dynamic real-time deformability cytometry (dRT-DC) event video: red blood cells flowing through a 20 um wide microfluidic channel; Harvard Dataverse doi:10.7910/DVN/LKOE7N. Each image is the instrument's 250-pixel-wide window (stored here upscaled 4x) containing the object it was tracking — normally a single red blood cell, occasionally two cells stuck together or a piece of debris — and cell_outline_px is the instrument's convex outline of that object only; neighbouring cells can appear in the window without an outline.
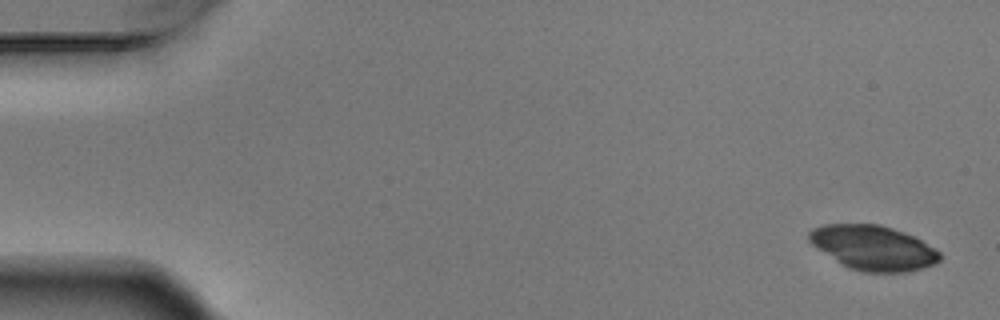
{"species": "Egyptian fruit bat (a non-hibernating species)", "species_latin": "Rousettus aegyptiacus", "temperature_condition": "warm", "stored_images_in_passage": 5, "camera_frame_rate_fps": 3000, "um_per_image_px": 0.085, "animal": {"sex": "male"}, "frame": {"image": 1, "passage_image": 1, "time_ms": 0.0, "image_size_px": [1000, 320], "cell_outline_px": [[940, 260], [936, 264], [908, 272], [860, 272], [848, 268], [812, 244], [808, 240], [808, 232], [812, 228], [824, 224], [880, 224], [904, 232], [920, 240], [940, 252]], "centroid_in_image_um": [74.22, 21.06], "position_along_channel_um": 10.8, "area_um2": 33.87}}